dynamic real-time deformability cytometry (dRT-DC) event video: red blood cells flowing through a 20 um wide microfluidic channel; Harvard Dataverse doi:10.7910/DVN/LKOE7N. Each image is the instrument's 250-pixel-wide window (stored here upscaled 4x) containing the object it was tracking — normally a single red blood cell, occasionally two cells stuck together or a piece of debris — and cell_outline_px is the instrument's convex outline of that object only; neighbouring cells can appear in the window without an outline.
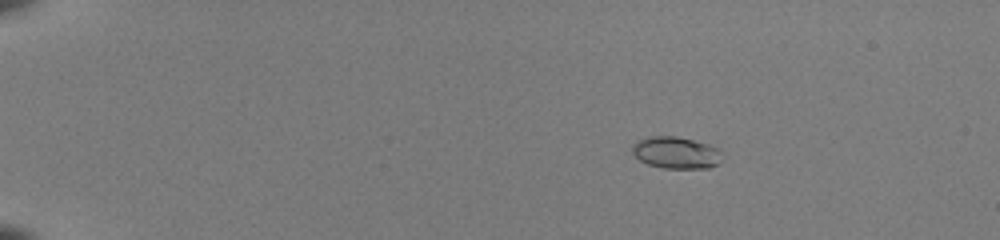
{"species": "common noctule bat (a hibernating species)", "species_latin": "Nyctalus noctula", "temperature_condition": "room temperature", "stored_images_in_passage": 53, "camera_frame_rate_fps": 3000, "um_per_image_px": 0.085, "animal": {"sex": "female", "body_mass_g": 22.0, "forearm_length_mm": 56.7}, "frame": {"image": 1, "passage_image": 10, "time_ms": 3.0, "image_size_px": [1000, 240], "cell_outline_px": [[724, 160], [708, 168], [664, 168], [648, 164], [640, 160], [632, 152], [632, 148], [636, 140], [648, 136], [676, 136], [708, 144], [720, 148]], "centroid_in_image_um": [57.49, 12.97], "position_along_channel_um": 27.5, "area_um2": 16.82}}
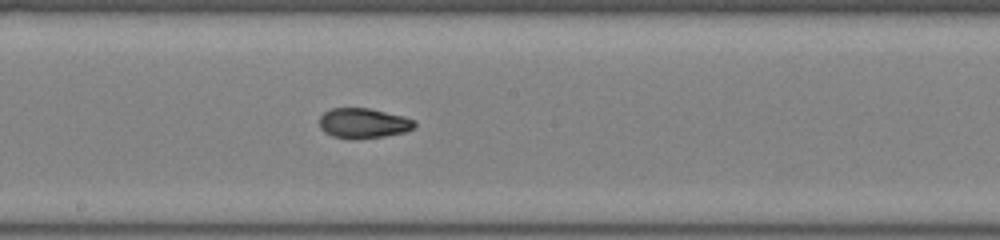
{"frame": {"image": 2, "passage_image": 32, "time_ms": 10.333, "image_size_px": [1000, 240], "cell_outline_px": [[416, 128], [404, 132], [384, 136], [332, 136], [324, 132], [320, 128], [320, 116], [324, 112], [332, 108], [368, 108], [404, 116], [416, 120]], "centroid_in_image_um": [30.93, 10.42], "position_along_channel_um": 217.3, "area_um2": 16.13}}
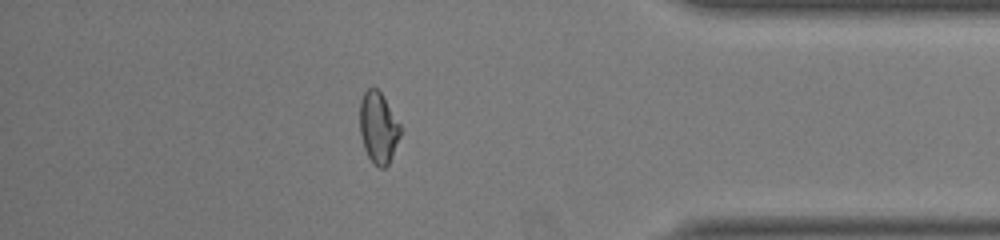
{"frame": {"image": 3, "passage_image": 47, "time_ms": 15.333, "image_size_px": [1000, 240], "cell_outline_px": [[404, 128], [388, 164], [384, 168], [380, 168], [368, 156], [364, 148], [360, 132], [360, 100], [364, 92], [368, 88], [376, 88], [380, 92]], "centroid_in_image_um": [32.18, 10.83], "position_along_channel_um": 403.0, "area_um2": 16.88}, "authors_computed_cell_mechanics": {"area_um2": 16.8198, "velocity_mm_per_s": 4.0973, "shape_relaxation_time_tau1_ms": 8.1097, "shape_relaxation_time_tau2_ms": 0.8246, "deformation_change_tau1": 0.282, "deformation_change_tau2": 0.0451}}